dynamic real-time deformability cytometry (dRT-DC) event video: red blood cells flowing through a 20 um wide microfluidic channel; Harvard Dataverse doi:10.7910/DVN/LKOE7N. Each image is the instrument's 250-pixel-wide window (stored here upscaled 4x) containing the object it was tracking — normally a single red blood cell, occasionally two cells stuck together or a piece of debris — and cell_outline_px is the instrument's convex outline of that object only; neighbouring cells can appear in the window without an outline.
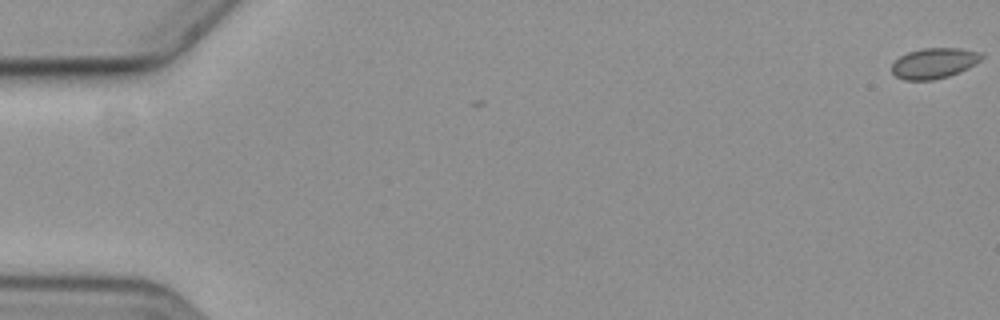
{"species": "common noctule bat (a hibernating species)", "species_latin": "Nyctalus noctula", "temperature_condition": "cold", "stored_images_in_passage": 5, "camera_frame_rate_fps": 3000, "um_per_image_px": 0.085, "animal": {"sex": "female", "body_mass_g": 19.3, "forearm_length_mm": 54.1}, "frame": {"image": 1, "passage_image": 1, "time_ms": 0.0, "image_size_px": [1000, 320], "cell_outline_px": [[984, 56], [980, 60], [968, 68], [960, 72], [948, 76], [932, 80], [904, 80], [896, 76], [892, 72], [892, 64], [900, 56], [908, 52], [924, 48], [960, 48], [980, 52]], "centroid_in_image_um": [79.4, 5.37], "position_along_channel_um": 5.6, "area_um2": 15.9}}